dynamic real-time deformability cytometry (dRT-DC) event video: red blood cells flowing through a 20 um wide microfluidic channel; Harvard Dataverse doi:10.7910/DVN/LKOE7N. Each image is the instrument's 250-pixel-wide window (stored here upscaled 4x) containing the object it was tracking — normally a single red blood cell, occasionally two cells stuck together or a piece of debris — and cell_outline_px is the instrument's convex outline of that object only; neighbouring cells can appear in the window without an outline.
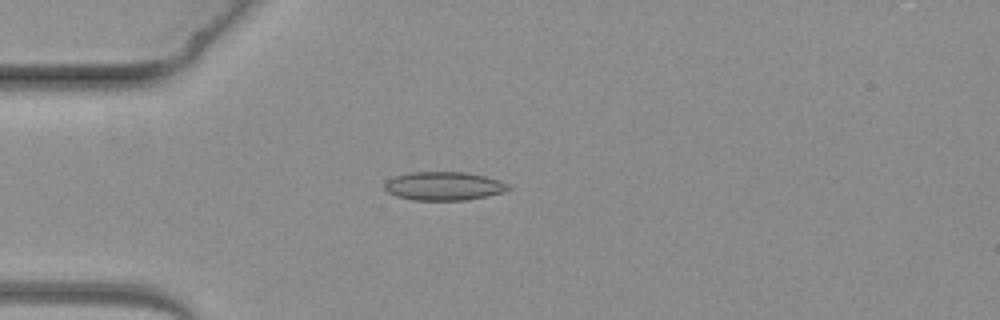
{"species": "common noctule bat (a hibernating species)", "species_latin": "Nyctalus noctula", "temperature_condition": "warm", "stored_images_in_passage": 4, "camera_frame_rate_fps": 3000, "um_per_image_px": 0.085, "animal": {"sex": "female", "body_mass_g": 19.3, "forearm_length_mm": 54.1}, "frame": {"image": 1, "passage_image": 4, "time_ms": 3.667, "image_size_px": [1000, 320], "cell_outline_px": [[512, 188], [504, 192], [468, 200], [416, 200], [396, 196], [388, 192], [384, 188], [384, 184], [388, 180], [396, 176], [412, 172], [468, 172], [500, 180], [508, 184]], "centroid_in_image_um": [37.76, 15.81], "position_along_channel_um": 47.2, "area_um2": 20.58}}